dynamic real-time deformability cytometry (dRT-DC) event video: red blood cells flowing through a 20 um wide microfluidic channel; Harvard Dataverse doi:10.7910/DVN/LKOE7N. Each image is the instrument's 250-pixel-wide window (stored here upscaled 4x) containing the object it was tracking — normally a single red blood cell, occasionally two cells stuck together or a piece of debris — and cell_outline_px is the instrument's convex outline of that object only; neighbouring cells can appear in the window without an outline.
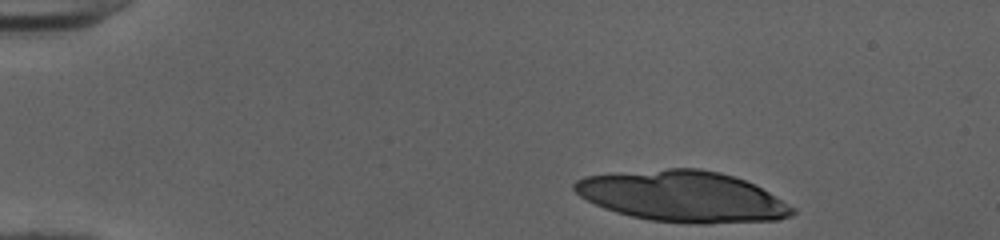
{"species": "human", "species_latin": "Homo sapiens", "temperature_condition": "cold", "stored_images_in_passage": 34, "camera_frame_rate_fps": 3000, "um_per_image_px": 0.085, "donor": {"sex": "female"}, "frame": {"image": 1, "passage_image": 1, "time_ms": 0.0, "image_size_px": [1000, 240], "cell_outline_px": [[796, 212], [792, 216], [776, 220], [708, 224], [700, 224], [652, 220], [632, 216], [616, 212], [604, 208], [580, 196], [572, 188], [572, 184], [576, 180], [584, 176], [668, 168], [700, 168], [720, 172], [756, 184], [796, 208]], "centroid_in_image_um": [58.07, 16.7], "position_along_channel_um": 26.9, "area_um2": 64.68}}
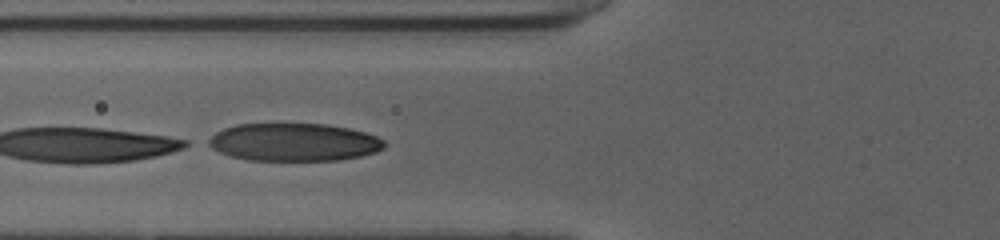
{"frame": {"image": 2, "passage_image": 14, "time_ms": 4.333, "image_size_px": [1000, 240], "cell_outline_px": [[384, 148], [376, 152], [360, 156], [340, 160], [248, 160], [232, 156], [220, 152], [204, 144], [204, 140], [216, 132], [224, 128], [236, 124], [328, 124], [348, 128], [364, 132], [376, 136], [384, 140]], "centroid_in_image_um": [24.94, 12.08], "position_along_channel_um": 100.9, "area_um2": 38.9}}